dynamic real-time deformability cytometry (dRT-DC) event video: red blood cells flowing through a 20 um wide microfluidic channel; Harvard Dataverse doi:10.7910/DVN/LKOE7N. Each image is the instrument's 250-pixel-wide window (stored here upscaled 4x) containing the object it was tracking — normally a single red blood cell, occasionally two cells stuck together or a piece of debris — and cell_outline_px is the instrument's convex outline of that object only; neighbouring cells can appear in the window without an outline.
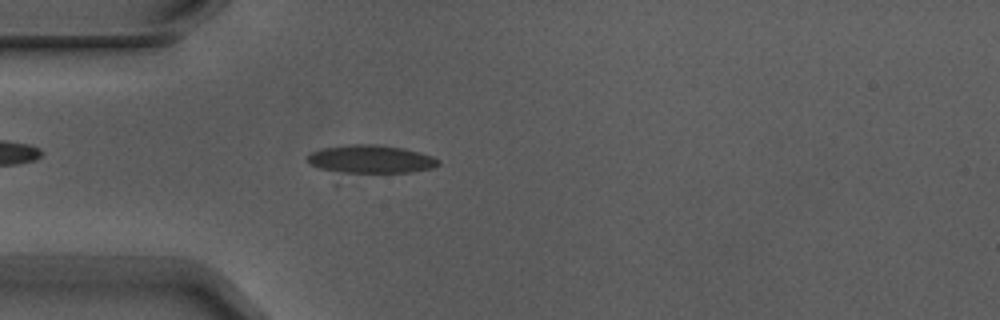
{"species": "Egyptian fruit bat (a non-hibernating species)", "species_latin": "Rousettus aegyptiacus", "temperature_condition": "warm", "stored_images_in_passage": 3, "camera_frame_rate_fps": 3000, "um_per_image_px": 0.085, "animal": {"sex": "male"}, "frame": {"image": 1, "passage_image": 3, "time_ms": 0.667, "image_size_px": [1000, 320], "cell_outline_px": [[440, 164], [432, 168], [412, 172], [336, 184], [332, 184], [304, 160], [304, 156], [312, 152], [324, 148], [348, 144], [376, 144], [404, 148], [420, 152], [432, 156], [440, 160]], "centroid_in_image_um": [31.19, 13.77], "position_along_channel_um": 53.8, "area_um2": 26.3}}